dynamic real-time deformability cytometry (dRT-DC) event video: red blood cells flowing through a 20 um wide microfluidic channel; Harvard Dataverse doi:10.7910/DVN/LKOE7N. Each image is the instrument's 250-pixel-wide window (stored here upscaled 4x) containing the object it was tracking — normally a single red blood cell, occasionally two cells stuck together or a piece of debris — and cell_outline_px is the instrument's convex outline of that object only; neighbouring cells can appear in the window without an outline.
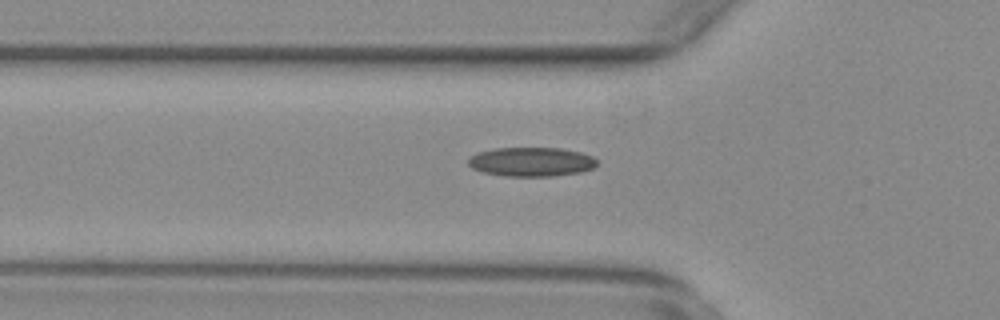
{"species": "common noctule bat (a hibernating species)", "species_latin": "Nyctalus noctula", "temperature_condition": "warm", "stored_images_in_passage": 39, "camera_frame_rate_fps": 3000, "um_per_image_px": 0.085, "animal": {"sex": "female", "body_mass_g": 29.2, "forearm_length_mm": 56.3}, "frame": {"image": 1, "passage_image": 3, "time_ms": 0.667, "image_size_px": [1000, 320], "cell_outline_px": [[596, 164], [592, 168], [580, 172], [552, 176], [504, 176], [484, 172], [472, 168], [468, 164], [468, 160], [476, 152], [496, 148], [560, 148], [580, 152], [592, 156], [596, 160]], "centroid_in_image_um": [45.14, 13.75], "position_along_channel_um": 80.7, "area_um2": 21.73}}
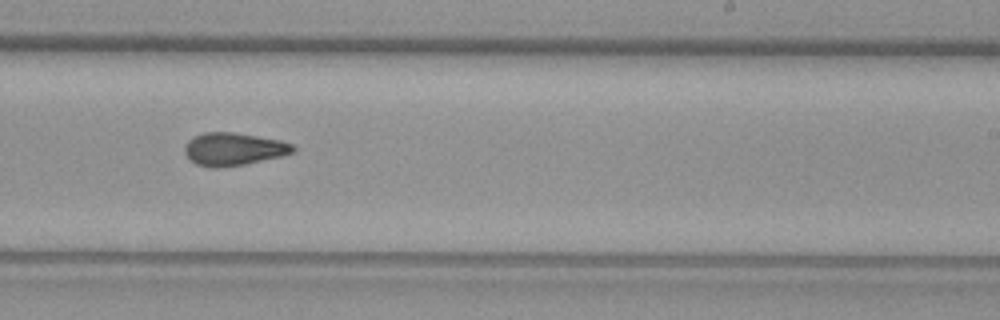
{"frame": {"image": 2, "passage_image": 18, "time_ms": 5.667, "image_size_px": [1000, 320], "cell_outline_px": [[296, 148], [292, 152], [280, 156], [244, 164], [216, 168], [212, 168], [196, 164], [184, 152], [184, 148], [188, 140], [192, 136], [204, 132], [232, 132], [280, 140], [292, 144]], "centroid_in_image_um": [19.81, 12.66], "position_along_channel_um": 269.2, "area_um2": 20.46}}
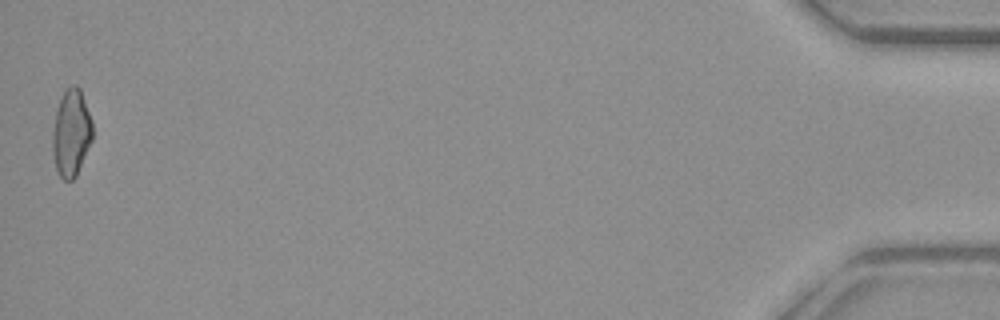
{"frame": {"image": 3, "passage_image": 39, "time_ms": 12.667, "image_size_px": [1000, 320], "cell_outline_px": [[92, 140], [76, 176], [72, 180], [64, 180], [56, 172], [52, 152], [52, 132], [56, 108], [64, 92], [72, 84], [76, 84], [80, 88], [92, 120]], "centroid_in_image_um": [6.04, 11.31], "position_along_channel_um": 429.2, "area_um2": 20.4}, "authors_computed_cell_mechanics": {"area_um2": 20.3456, "velocity_mm_per_s": 3.7537, "shape_relaxation_time_tau1_ms": null, "shape_relaxation_time_tau2_ms": 4.162, "deformation_change_tau1": null, "deformation_change_tau2": 0.1172}}